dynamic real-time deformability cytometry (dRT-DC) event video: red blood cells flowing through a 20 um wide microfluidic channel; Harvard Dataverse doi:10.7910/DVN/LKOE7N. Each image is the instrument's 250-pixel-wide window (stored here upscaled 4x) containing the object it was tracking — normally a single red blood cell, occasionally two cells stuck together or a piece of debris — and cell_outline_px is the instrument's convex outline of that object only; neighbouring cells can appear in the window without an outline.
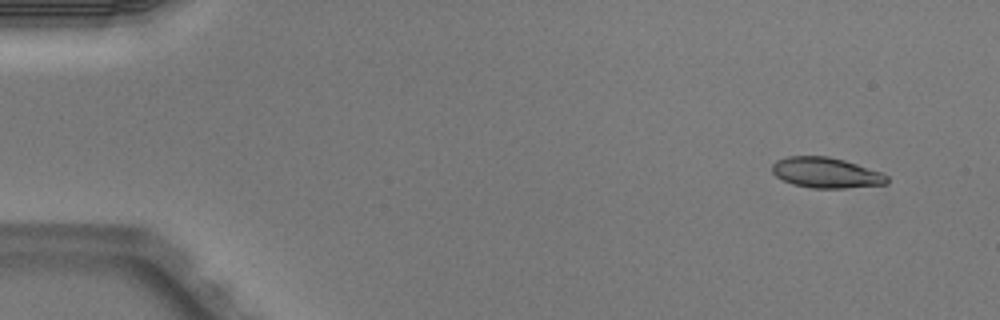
{"species": "Egyptian fruit bat (a non-hibernating species)", "species_latin": "Rousettus aegyptiacus", "temperature_condition": "warm", "stored_images_in_passage": 4, "camera_frame_rate_fps": 3000, "um_per_image_px": 0.085, "animal": {"sex": "male"}, "frame": {"image": 1, "passage_image": 1, "time_ms": 0.0, "image_size_px": [1000, 320], "cell_outline_px": [[888, 184], [844, 188], [812, 188], [792, 184], [776, 176], [772, 172], [772, 164], [776, 160], [788, 156], [828, 156], [844, 160], [884, 172], [888, 176]], "centroid_in_image_um": [70.24, 14.68], "position_along_channel_um": 14.8, "area_um2": 20.58}}
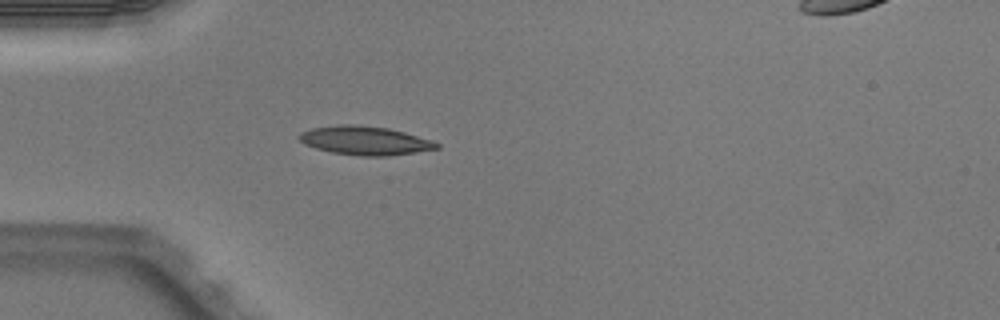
{"frame": {"image": 2, "passage_image": 4, "time_ms": 1.0, "image_size_px": [1000, 320], "cell_outline_px": [[440, 148], [388, 156], [360, 156], [332, 152], [316, 148], [304, 144], [300, 140], [300, 132], [312, 128], [340, 124], [352, 124], [388, 128], [404, 132], [432, 140], [440, 144]], "centroid_in_image_um": [31.03, 11.95], "position_along_channel_um": 54.0, "area_um2": 22.89}}